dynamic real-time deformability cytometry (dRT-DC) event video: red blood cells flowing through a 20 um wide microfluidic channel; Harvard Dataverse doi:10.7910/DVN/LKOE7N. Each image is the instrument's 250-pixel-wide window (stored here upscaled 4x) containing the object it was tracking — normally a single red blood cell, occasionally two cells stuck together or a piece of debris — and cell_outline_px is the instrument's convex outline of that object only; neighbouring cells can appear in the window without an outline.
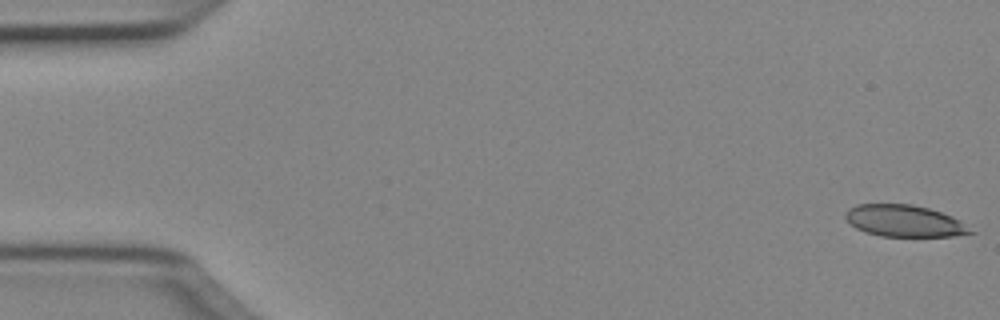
{"species": "Egyptian fruit bat (a non-hibernating species)", "species_latin": "Rousettus aegyptiacus", "temperature_condition": "cold", "stored_images_in_passage": 50, "camera_frame_rate_fps": 3000, "um_per_image_px": 0.085, "animal": {"sex": "female"}, "frame": {"image": 1, "passage_image": 1, "time_ms": 0.0, "image_size_px": [1000, 320], "cell_outline_px": [[976, 232], [952, 236], [880, 236], [864, 232], [856, 228], [844, 216], [844, 212], [848, 208], [856, 204], [912, 204], [928, 208], [952, 216], [960, 220]], "centroid_in_image_um": [76.85, 18.77], "position_along_channel_um": 8.1, "area_um2": 23.12}}
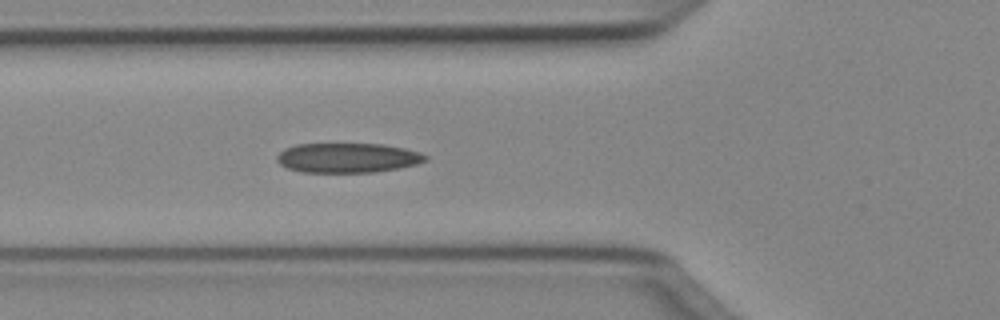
{"frame": {"image": 2, "passage_image": 18, "time_ms": 5.667, "image_size_px": [1000, 320], "cell_outline_px": [[428, 160], [416, 164], [400, 168], [372, 172], [300, 172], [288, 168], [280, 164], [276, 160], [276, 156], [284, 148], [296, 144], [384, 144], [404, 148], [420, 152], [428, 156]], "centroid_in_image_um": [29.55, 13.41], "position_along_channel_um": 96.3, "area_um2": 25.78}}
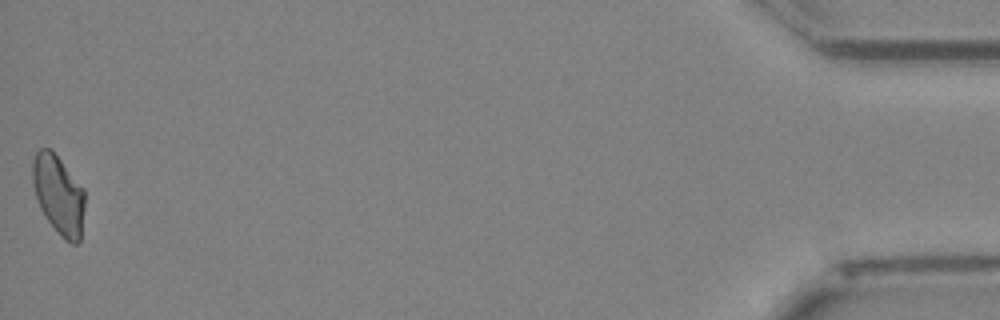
{"frame": {"image": 3, "passage_image": 50, "time_ms": 16.333, "image_size_px": [1000, 320], "cell_outline_px": [[84, 208], [80, 240], [76, 244], [72, 244], [64, 240], [48, 220], [40, 208], [32, 184], [32, 160], [36, 152], [40, 148], [48, 148], [60, 160], [84, 188]], "centroid_in_image_um": [4.97, 16.56], "position_along_channel_um": 430.2, "area_um2": 23.87}, "authors_computed_cell_mechanics": {"area_um2": 25.0274, "velocity_mm_per_s": 4.0418, "shape_relaxation_time_tau1_ms": 10.1973, "shape_relaxation_time_tau2_ms": 2.5138, "deformation_change_tau1": 0.204, "deformation_change_tau2": 0.0961}}